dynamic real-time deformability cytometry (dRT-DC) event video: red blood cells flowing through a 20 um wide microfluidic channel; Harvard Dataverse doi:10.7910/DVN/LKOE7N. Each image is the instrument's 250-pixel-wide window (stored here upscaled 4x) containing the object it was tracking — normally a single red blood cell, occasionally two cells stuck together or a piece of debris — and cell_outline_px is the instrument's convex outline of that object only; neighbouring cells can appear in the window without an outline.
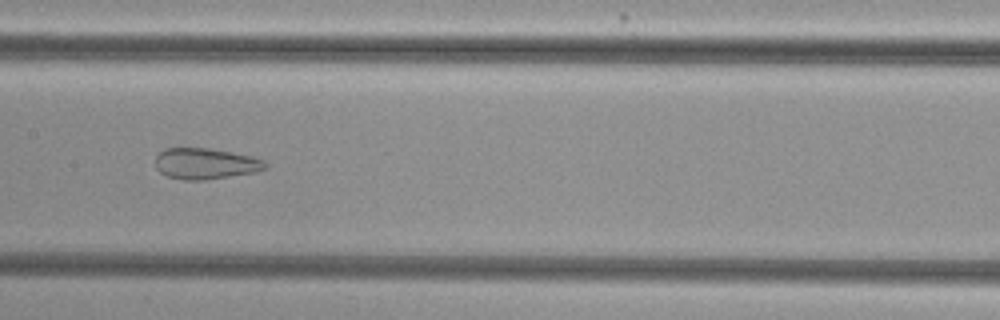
{"species": "common noctule bat (a hibernating species)", "species_latin": "Nyctalus noctula", "temperature_condition": "cold", "stored_images_in_passage": 7, "camera_frame_rate_fps": 3000, "um_per_image_px": 0.085, "animal": {"sex": "female", "body_mass_g": 29.2, "forearm_length_mm": 56.3}, "frame": {"image": 1, "passage_image": 5, "time_ms": 1.333, "image_size_px": [1000, 320], "cell_outline_px": [[268, 168], [256, 172], [204, 180], [184, 180], [168, 176], [160, 172], [156, 168], [156, 156], [164, 148], [208, 148], [252, 156], [264, 160], [268, 164]], "centroid_in_image_um": [17.49, 13.91], "position_along_channel_um": 189.9, "area_um2": 19.88}}
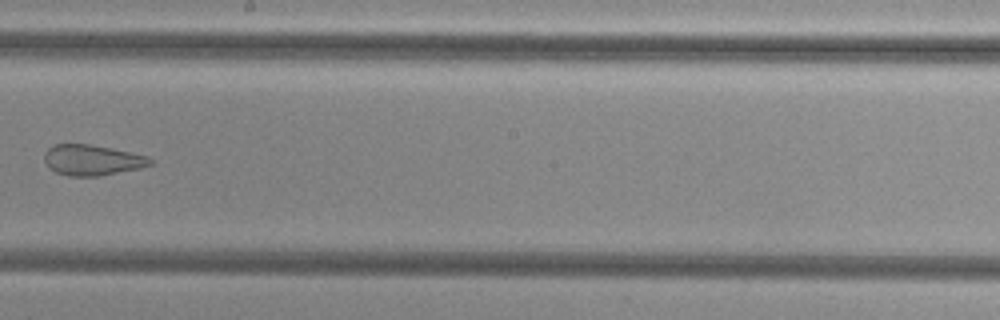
{"frame": {"image": 2, "passage_image": 6, "time_ms": 1.667, "image_size_px": [1000, 320], "cell_outline_px": [[152, 164], [140, 168], [100, 176], [68, 176], [56, 172], [48, 168], [44, 160], [44, 152], [52, 144], [88, 144], [112, 148], [148, 156], [152, 160]], "centroid_in_image_um": [7.8, 13.6], "position_along_channel_um": 240.4, "area_um2": 19.02}}
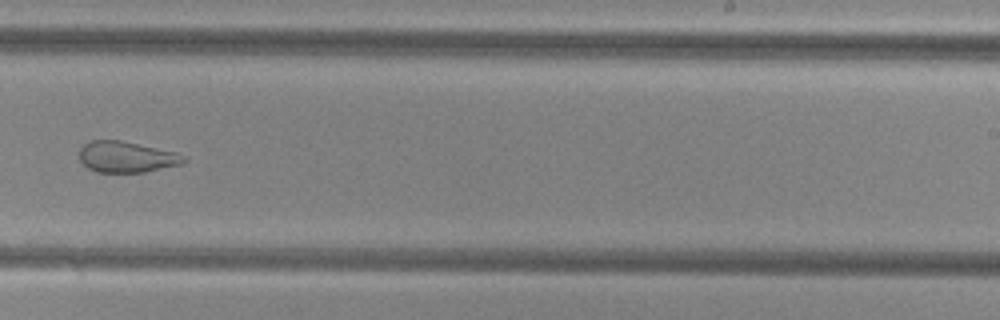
{"frame": {"image": 3, "passage_image": 7, "time_ms": 2.0, "image_size_px": [1000, 320], "cell_outline_px": [[188, 160], [184, 164], [144, 172], [96, 172], [88, 168], [80, 160], [80, 148], [84, 144], [92, 140], [120, 140], [176, 152], [188, 156]], "centroid_in_image_um": [10.81, 13.34], "position_along_channel_um": 278.2, "area_um2": 19.02}}